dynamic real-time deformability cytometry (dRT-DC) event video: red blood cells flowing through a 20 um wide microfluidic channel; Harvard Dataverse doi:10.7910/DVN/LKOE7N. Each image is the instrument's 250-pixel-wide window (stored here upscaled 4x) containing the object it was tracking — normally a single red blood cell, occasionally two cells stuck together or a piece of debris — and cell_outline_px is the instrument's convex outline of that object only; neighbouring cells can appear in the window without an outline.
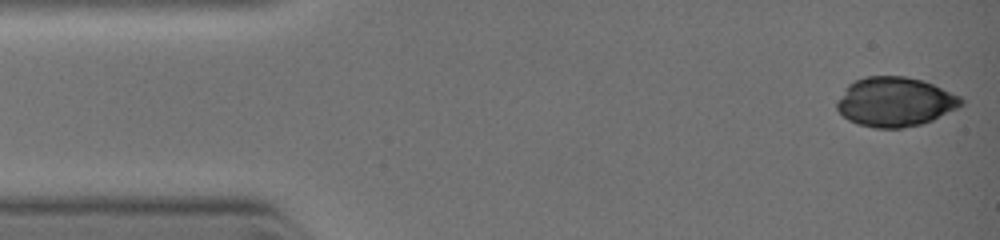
{"species": "common noctule bat (a hibernating species)", "species_latin": "Nyctalus noctula", "temperature_condition": "warm", "stored_images_in_passage": 18, "camera_frame_rate_fps": 3000, "um_per_image_px": 0.085, "animal": {"sex": "female", "body_mass_g": 19.0, "forearm_length_mm": 51.5}, "frame": {"image": 1, "passage_image": 1, "time_ms": 0.0, "image_size_px": [1000, 240], "cell_outline_px": [[964, 104], [932, 120], [920, 124], [900, 128], [876, 128], [856, 124], [848, 120], [836, 108], [836, 100], [848, 84], [856, 80], [868, 76], [904, 76], [924, 80], [960, 96], [964, 100]], "centroid_in_image_um": [76.05, 8.65], "position_along_channel_um": 8.9, "area_um2": 35.78}}